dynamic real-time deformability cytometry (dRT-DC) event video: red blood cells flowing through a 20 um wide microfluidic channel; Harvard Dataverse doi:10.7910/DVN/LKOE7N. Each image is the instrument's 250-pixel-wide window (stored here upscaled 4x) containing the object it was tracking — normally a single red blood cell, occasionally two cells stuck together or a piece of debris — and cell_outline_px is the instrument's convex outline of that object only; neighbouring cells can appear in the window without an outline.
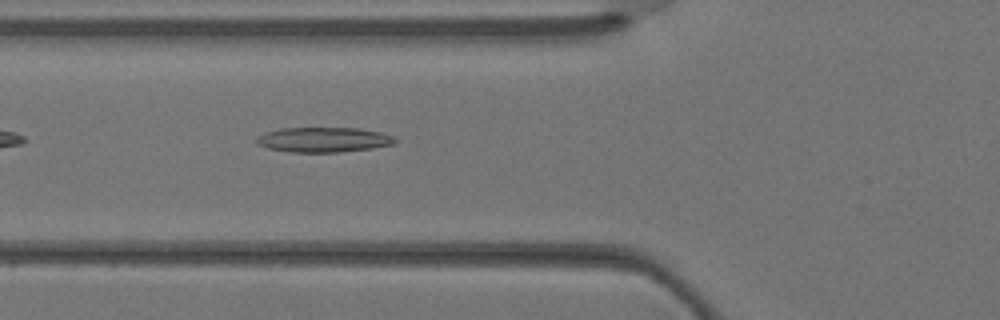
{"species": "Egyptian fruit bat (a non-hibernating species)", "species_latin": "Rousettus aegyptiacus", "temperature_condition": "warm", "stored_images_in_passage": 4, "camera_frame_rate_fps": 3000, "um_per_image_px": 0.085, "animal": {"sex": "female"}, "frame": {"image": 1, "passage_image": 4, "time_ms": 1.0, "image_size_px": [1000, 320], "cell_outline_px": [[396, 144], [372, 148], [336, 152], [292, 152], [268, 148], [256, 144], [256, 136], [264, 132], [280, 128], [360, 128], [380, 132], [392, 136], [396, 140]], "centroid_in_image_um": [27.47, 11.87], "position_along_channel_um": 98.3, "area_um2": 20.17}}